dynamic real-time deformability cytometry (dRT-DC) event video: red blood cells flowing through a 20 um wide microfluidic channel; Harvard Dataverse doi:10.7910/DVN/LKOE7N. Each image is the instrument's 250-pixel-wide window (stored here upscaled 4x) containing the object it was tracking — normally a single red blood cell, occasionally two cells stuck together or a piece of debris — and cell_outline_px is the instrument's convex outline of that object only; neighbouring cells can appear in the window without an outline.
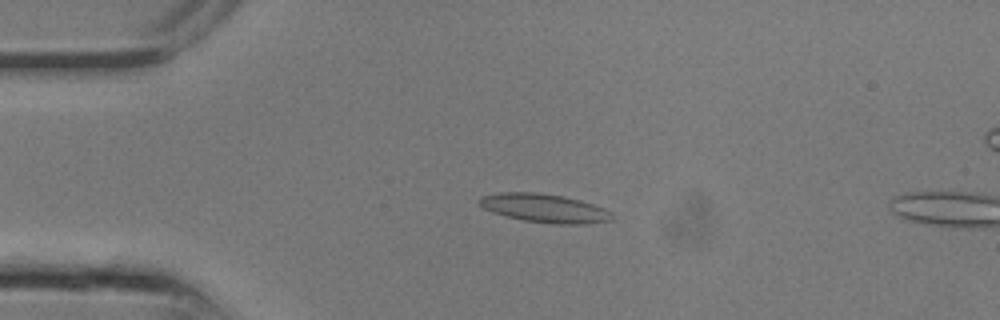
{"species": "common noctule bat (a hibernating species)", "species_latin": "Nyctalus noctula", "temperature_condition": "room temperature", "stored_images_in_passage": 6, "camera_frame_rate_fps": 3000, "um_per_image_px": 0.085, "animal": {"sex": "male", "body_mass_g": 13.3}, "frame": {"image": 1, "passage_image": 5, "time_ms": 1.333, "image_size_px": [1000, 320], "cell_outline_px": [[616, 216], [612, 220], [588, 224], [556, 224], [524, 220], [492, 212], [484, 208], [476, 200], [480, 196], [500, 192], [540, 192], [564, 196], [580, 200], [604, 208], [612, 212]], "centroid_in_image_um": [46.31, 17.69], "position_along_channel_um": 38.7, "area_um2": 22.31}}